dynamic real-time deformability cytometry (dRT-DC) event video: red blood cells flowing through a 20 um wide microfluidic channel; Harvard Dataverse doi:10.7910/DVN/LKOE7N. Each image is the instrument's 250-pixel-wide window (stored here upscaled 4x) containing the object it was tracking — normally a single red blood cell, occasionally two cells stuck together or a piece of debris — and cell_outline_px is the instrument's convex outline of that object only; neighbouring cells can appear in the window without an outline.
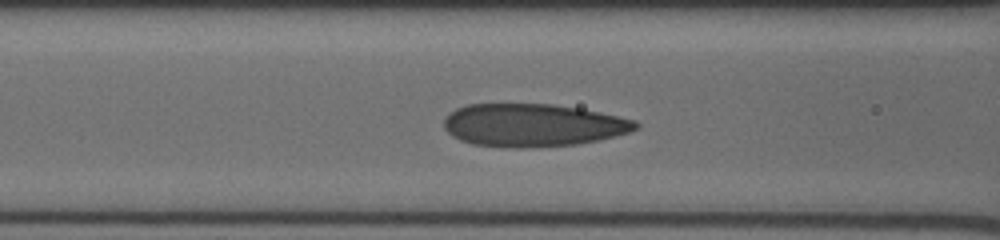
{"species": "human", "species_latin": "Homo sapiens", "temperature_condition": "cold", "stored_images_in_passage": 33, "camera_frame_rate_fps": 3000, "um_per_image_px": 0.085, "donor": {"sex": "male"}, "frame": {"image": 1, "passage_image": 14, "time_ms": 4.333, "image_size_px": [1000, 240], "cell_outline_px": [[640, 128], [628, 132], [596, 140], [576, 144], [524, 148], [508, 148], [472, 144], [460, 140], [452, 136], [444, 128], [444, 116], [448, 112], [456, 108], [468, 104], [552, 104], [580, 108], [600, 112], [636, 120], [640, 124]], "centroid_in_image_um": [45.25, 10.63], "position_along_channel_um": 121.3, "area_um2": 48.09}}
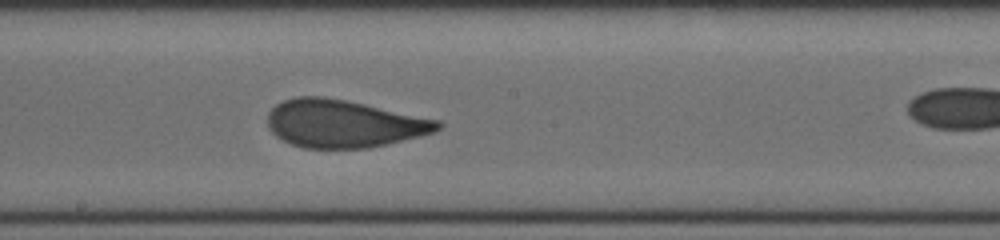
{"frame": {"image": 2, "passage_image": 21, "time_ms": 6.667, "image_size_px": [1000, 240], "cell_outline_px": [[444, 124], [440, 128], [432, 132], [420, 136], [368, 148], [304, 148], [292, 144], [276, 136], [268, 128], [268, 112], [276, 104], [284, 100], [296, 96], [324, 96], [364, 104], [440, 120]], "centroid_in_image_um": [29.19, 10.5], "position_along_channel_um": 219.0, "area_um2": 47.05}}
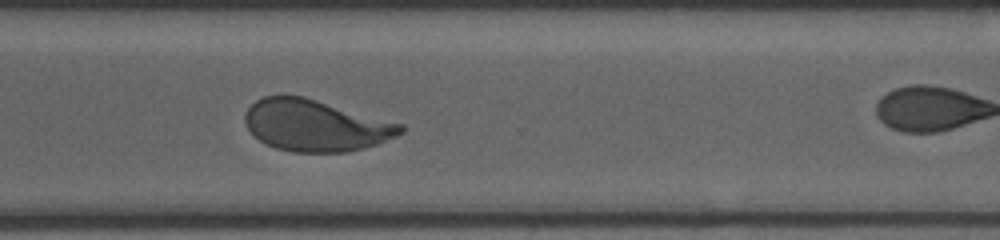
{"frame": {"image": 3, "passage_image": 30, "time_ms": 9.667, "image_size_px": [1000, 240], "cell_outline_px": [[404, 132], [396, 136], [376, 144], [364, 148], [348, 152], [292, 152], [276, 148], [260, 140], [248, 128], [244, 120], [244, 116], [248, 108], [256, 100], [264, 96], [280, 92], [284, 92], [304, 96], [404, 124]], "centroid_in_image_um": [26.81, 10.63], "position_along_channel_um": 343.8, "area_um2": 47.16}}